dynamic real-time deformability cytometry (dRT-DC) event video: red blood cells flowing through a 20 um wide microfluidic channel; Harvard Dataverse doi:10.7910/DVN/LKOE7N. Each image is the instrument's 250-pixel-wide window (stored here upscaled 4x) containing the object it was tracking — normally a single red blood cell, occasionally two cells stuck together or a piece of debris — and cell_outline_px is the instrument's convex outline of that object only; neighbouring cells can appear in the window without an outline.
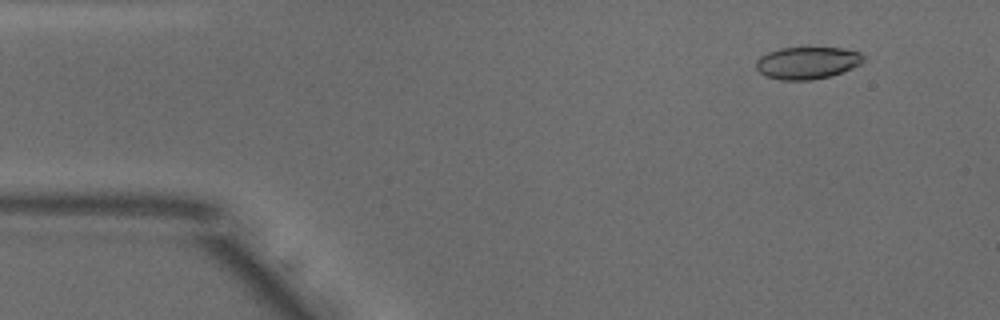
{"species": "common noctule bat (a hibernating species)", "species_latin": "Nyctalus noctula", "temperature_condition": "warm", "stored_images_in_passage": 43, "camera_frame_rate_fps": 3000, "um_per_image_px": 0.085, "animal": {"sex": "male", "body_mass_g": 18.8}, "frame": {"image": 1, "passage_image": 5, "time_ms": 1.333, "image_size_px": [1000, 320], "cell_outline_px": [[864, 60], [860, 64], [852, 68], [832, 76], [812, 80], [780, 80], [768, 76], [760, 72], [756, 68], [756, 60], [760, 56], [768, 52], [780, 48], [840, 48], [860, 52], [864, 56]], "centroid_in_image_um": [68.62, 5.35], "position_along_channel_um": 16.4, "area_um2": 20.11}}
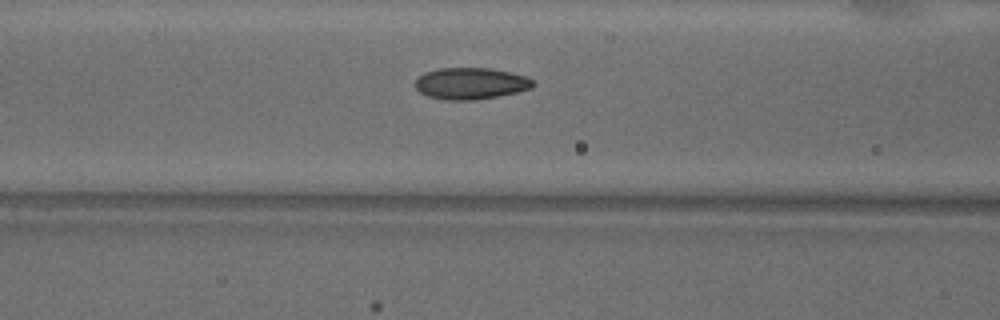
{"frame": {"image": 2, "passage_image": 20, "time_ms": 6.333, "image_size_px": [1000, 320], "cell_outline_px": [[536, 84], [532, 88], [516, 92], [476, 100], [444, 100], [428, 96], [420, 92], [416, 88], [416, 80], [424, 72], [440, 68], [492, 68], [524, 76], [532, 80]], "centroid_in_image_um": [40.0, 7.09], "position_along_channel_um": 126.6, "area_um2": 21.56}}
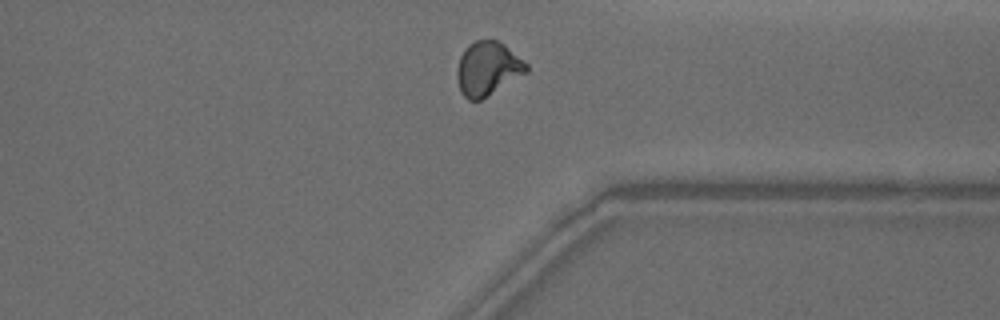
{"frame": {"image": 3, "passage_image": 39, "time_ms": 12.667, "image_size_px": [1000, 320], "cell_outline_px": [[528, 72], [480, 100], [468, 100], [460, 92], [456, 76], [456, 72], [460, 56], [464, 48], [468, 44], [476, 40], [496, 40], [504, 44], [524, 60], [528, 64]], "centroid_in_image_um": [41.44, 5.82], "position_along_channel_um": 370.0, "area_um2": 21.85}, "authors_computed_cell_mechanics": {"area_um2": 20.9236, "velocity_mm_per_s": 3.8925, "shape_relaxation_time_tau1_ms": 5.4352, "shape_relaxation_time_tau2_ms": 1.2535, "deformation_change_tau1": 0.1871, "deformation_change_tau2": 0.067}}